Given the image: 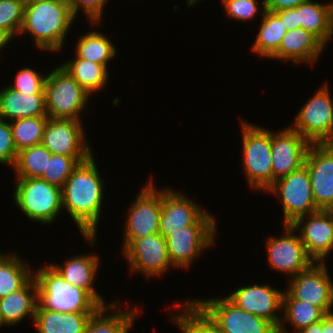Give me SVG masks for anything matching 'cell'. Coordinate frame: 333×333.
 Returning <instances> with one entry per match:
<instances>
[{"label": "cell", "mask_w": 333, "mask_h": 333, "mask_svg": "<svg viewBox=\"0 0 333 333\" xmlns=\"http://www.w3.org/2000/svg\"><path fill=\"white\" fill-rule=\"evenodd\" d=\"M93 155L73 170L61 188L62 208L89 244H95L103 205L104 179L101 178Z\"/></svg>", "instance_id": "obj_1"}, {"label": "cell", "mask_w": 333, "mask_h": 333, "mask_svg": "<svg viewBox=\"0 0 333 333\" xmlns=\"http://www.w3.org/2000/svg\"><path fill=\"white\" fill-rule=\"evenodd\" d=\"M76 18L67 0H30L25 2L19 35L31 34L41 51L60 52Z\"/></svg>", "instance_id": "obj_2"}, {"label": "cell", "mask_w": 333, "mask_h": 333, "mask_svg": "<svg viewBox=\"0 0 333 333\" xmlns=\"http://www.w3.org/2000/svg\"><path fill=\"white\" fill-rule=\"evenodd\" d=\"M33 277L38 304L45 310L64 313H95L101 306L83 289L68 283L52 265L38 268Z\"/></svg>", "instance_id": "obj_3"}, {"label": "cell", "mask_w": 333, "mask_h": 333, "mask_svg": "<svg viewBox=\"0 0 333 333\" xmlns=\"http://www.w3.org/2000/svg\"><path fill=\"white\" fill-rule=\"evenodd\" d=\"M242 166L248 185L265 192L273 185L271 130L241 121Z\"/></svg>", "instance_id": "obj_4"}, {"label": "cell", "mask_w": 333, "mask_h": 333, "mask_svg": "<svg viewBox=\"0 0 333 333\" xmlns=\"http://www.w3.org/2000/svg\"><path fill=\"white\" fill-rule=\"evenodd\" d=\"M14 202L21 213L42 224L54 222L62 208L61 188L41 178H16Z\"/></svg>", "instance_id": "obj_5"}, {"label": "cell", "mask_w": 333, "mask_h": 333, "mask_svg": "<svg viewBox=\"0 0 333 333\" xmlns=\"http://www.w3.org/2000/svg\"><path fill=\"white\" fill-rule=\"evenodd\" d=\"M44 91L49 118L81 120L90 95L61 65L46 75Z\"/></svg>", "instance_id": "obj_6"}, {"label": "cell", "mask_w": 333, "mask_h": 333, "mask_svg": "<svg viewBox=\"0 0 333 333\" xmlns=\"http://www.w3.org/2000/svg\"><path fill=\"white\" fill-rule=\"evenodd\" d=\"M216 219L208 211L194 224L169 233L165 239L173 267L188 268L200 253L215 243Z\"/></svg>", "instance_id": "obj_7"}, {"label": "cell", "mask_w": 333, "mask_h": 333, "mask_svg": "<svg viewBox=\"0 0 333 333\" xmlns=\"http://www.w3.org/2000/svg\"><path fill=\"white\" fill-rule=\"evenodd\" d=\"M191 302L224 333H277L271 322L237 307L226 296Z\"/></svg>", "instance_id": "obj_8"}, {"label": "cell", "mask_w": 333, "mask_h": 333, "mask_svg": "<svg viewBox=\"0 0 333 333\" xmlns=\"http://www.w3.org/2000/svg\"><path fill=\"white\" fill-rule=\"evenodd\" d=\"M333 98L322 85L302 106L291 128L311 144L333 143Z\"/></svg>", "instance_id": "obj_9"}, {"label": "cell", "mask_w": 333, "mask_h": 333, "mask_svg": "<svg viewBox=\"0 0 333 333\" xmlns=\"http://www.w3.org/2000/svg\"><path fill=\"white\" fill-rule=\"evenodd\" d=\"M266 192L276 194L282 200L284 225H291L296 219L318 211L305 165L276 180Z\"/></svg>", "instance_id": "obj_10"}, {"label": "cell", "mask_w": 333, "mask_h": 333, "mask_svg": "<svg viewBox=\"0 0 333 333\" xmlns=\"http://www.w3.org/2000/svg\"><path fill=\"white\" fill-rule=\"evenodd\" d=\"M152 179L130 205L125 223L124 249L132 240L159 233L161 216V189L154 187Z\"/></svg>", "instance_id": "obj_11"}, {"label": "cell", "mask_w": 333, "mask_h": 333, "mask_svg": "<svg viewBox=\"0 0 333 333\" xmlns=\"http://www.w3.org/2000/svg\"><path fill=\"white\" fill-rule=\"evenodd\" d=\"M313 262L306 270L289 278L287 293L294 299L320 307L326 314L332 313L333 283L325 262Z\"/></svg>", "instance_id": "obj_12"}, {"label": "cell", "mask_w": 333, "mask_h": 333, "mask_svg": "<svg viewBox=\"0 0 333 333\" xmlns=\"http://www.w3.org/2000/svg\"><path fill=\"white\" fill-rule=\"evenodd\" d=\"M122 252L131 272L147 277H160L172 266L166 239L159 233L132 240Z\"/></svg>", "instance_id": "obj_13"}, {"label": "cell", "mask_w": 333, "mask_h": 333, "mask_svg": "<svg viewBox=\"0 0 333 333\" xmlns=\"http://www.w3.org/2000/svg\"><path fill=\"white\" fill-rule=\"evenodd\" d=\"M284 236L267 240V257L271 269L293 278L306 270L314 261L307 255L304 244L291 225H284ZM290 274V275H289Z\"/></svg>", "instance_id": "obj_14"}, {"label": "cell", "mask_w": 333, "mask_h": 333, "mask_svg": "<svg viewBox=\"0 0 333 333\" xmlns=\"http://www.w3.org/2000/svg\"><path fill=\"white\" fill-rule=\"evenodd\" d=\"M318 210L333 209V143L311 144L305 158Z\"/></svg>", "instance_id": "obj_15"}, {"label": "cell", "mask_w": 333, "mask_h": 333, "mask_svg": "<svg viewBox=\"0 0 333 333\" xmlns=\"http://www.w3.org/2000/svg\"><path fill=\"white\" fill-rule=\"evenodd\" d=\"M291 226L300 231L307 255L316 263L325 262L333 249V211L318 210L296 219Z\"/></svg>", "instance_id": "obj_16"}, {"label": "cell", "mask_w": 333, "mask_h": 333, "mask_svg": "<svg viewBox=\"0 0 333 333\" xmlns=\"http://www.w3.org/2000/svg\"><path fill=\"white\" fill-rule=\"evenodd\" d=\"M81 120L49 118L41 144L52 154L92 156Z\"/></svg>", "instance_id": "obj_17"}, {"label": "cell", "mask_w": 333, "mask_h": 333, "mask_svg": "<svg viewBox=\"0 0 333 333\" xmlns=\"http://www.w3.org/2000/svg\"><path fill=\"white\" fill-rule=\"evenodd\" d=\"M311 143L290 126L275 133L271 132V159L273 183L305 163Z\"/></svg>", "instance_id": "obj_18"}, {"label": "cell", "mask_w": 333, "mask_h": 333, "mask_svg": "<svg viewBox=\"0 0 333 333\" xmlns=\"http://www.w3.org/2000/svg\"><path fill=\"white\" fill-rule=\"evenodd\" d=\"M283 293L267 284H253L239 287L227 298L237 307L268 320L278 329L282 317L277 311L282 310Z\"/></svg>", "instance_id": "obj_19"}, {"label": "cell", "mask_w": 333, "mask_h": 333, "mask_svg": "<svg viewBox=\"0 0 333 333\" xmlns=\"http://www.w3.org/2000/svg\"><path fill=\"white\" fill-rule=\"evenodd\" d=\"M206 212L181 192L162 189L159 234L165 238L171 232L194 225Z\"/></svg>", "instance_id": "obj_20"}, {"label": "cell", "mask_w": 333, "mask_h": 333, "mask_svg": "<svg viewBox=\"0 0 333 333\" xmlns=\"http://www.w3.org/2000/svg\"><path fill=\"white\" fill-rule=\"evenodd\" d=\"M324 49L325 45L316 36L300 27L285 33L278 50L269 59L312 65Z\"/></svg>", "instance_id": "obj_21"}, {"label": "cell", "mask_w": 333, "mask_h": 333, "mask_svg": "<svg viewBox=\"0 0 333 333\" xmlns=\"http://www.w3.org/2000/svg\"><path fill=\"white\" fill-rule=\"evenodd\" d=\"M51 265L68 283L85 290L101 307L109 305L93 285L97 270H99L98 265H100L99 257L96 254L76 255L65 261L63 266L54 265V263Z\"/></svg>", "instance_id": "obj_22"}, {"label": "cell", "mask_w": 333, "mask_h": 333, "mask_svg": "<svg viewBox=\"0 0 333 333\" xmlns=\"http://www.w3.org/2000/svg\"><path fill=\"white\" fill-rule=\"evenodd\" d=\"M47 116L45 93H23L9 85L0 91V119Z\"/></svg>", "instance_id": "obj_23"}, {"label": "cell", "mask_w": 333, "mask_h": 333, "mask_svg": "<svg viewBox=\"0 0 333 333\" xmlns=\"http://www.w3.org/2000/svg\"><path fill=\"white\" fill-rule=\"evenodd\" d=\"M38 305V289L32 277L21 289L8 296L0 298V310L5 326H14L26 319L32 318Z\"/></svg>", "instance_id": "obj_24"}, {"label": "cell", "mask_w": 333, "mask_h": 333, "mask_svg": "<svg viewBox=\"0 0 333 333\" xmlns=\"http://www.w3.org/2000/svg\"><path fill=\"white\" fill-rule=\"evenodd\" d=\"M300 27L316 36L325 46L333 36V2L306 0L297 6Z\"/></svg>", "instance_id": "obj_25"}, {"label": "cell", "mask_w": 333, "mask_h": 333, "mask_svg": "<svg viewBox=\"0 0 333 333\" xmlns=\"http://www.w3.org/2000/svg\"><path fill=\"white\" fill-rule=\"evenodd\" d=\"M94 313H62L43 309L37 305L34 323L39 333H84Z\"/></svg>", "instance_id": "obj_26"}, {"label": "cell", "mask_w": 333, "mask_h": 333, "mask_svg": "<svg viewBox=\"0 0 333 333\" xmlns=\"http://www.w3.org/2000/svg\"><path fill=\"white\" fill-rule=\"evenodd\" d=\"M119 302L100 307L88 320L84 333H128L134 325L138 310L118 311ZM114 308V309H113ZM114 313L108 315V310Z\"/></svg>", "instance_id": "obj_27"}, {"label": "cell", "mask_w": 333, "mask_h": 333, "mask_svg": "<svg viewBox=\"0 0 333 333\" xmlns=\"http://www.w3.org/2000/svg\"><path fill=\"white\" fill-rule=\"evenodd\" d=\"M262 21L252 51L261 57L270 58L279 48L287 30L281 19L265 9V0L261 3Z\"/></svg>", "instance_id": "obj_28"}, {"label": "cell", "mask_w": 333, "mask_h": 333, "mask_svg": "<svg viewBox=\"0 0 333 333\" xmlns=\"http://www.w3.org/2000/svg\"><path fill=\"white\" fill-rule=\"evenodd\" d=\"M283 317L277 329V333H287L284 328L285 322L291 323L294 332L298 333L302 329L317 323L323 319L326 313L317 306L304 301L294 300L287 292L284 291L282 298Z\"/></svg>", "instance_id": "obj_29"}, {"label": "cell", "mask_w": 333, "mask_h": 333, "mask_svg": "<svg viewBox=\"0 0 333 333\" xmlns=\"http://www.w3.org/2000/svg\"><path fill=\"white\" fill-rule=\"evenodd\" d=\"M75 58L61 64L63 68L73 77V79L91 96L97 91H101L107 84L108 69L92 61L81 59L77 55Z\"/></svg>", "instance_id": "obj_30"}, {"label": "cell", "mask_w": 333, "mask_h": 333, "mask_svg": "<svg viewBox=\"0 0 333 333\" xmlns=\"http://www.w3.org/2000/svg\"><path fill=\"white\" fill-rule=\"evenodd\" d=\"M28 265L17 254L0 253V298L21 289L33 277Z\"/></svg>", "instance_id": "obj_31"}, {"label": "cell", "mask_w": 333, "mask_h": 333, "mask_svg": "<svg viewBox=\"0 0 333 333\" xmlns=\"http://www.w3.org/2000/svg\"><path fill=\"white\" fill-rule=\"evenodd\" d=\"M101 32L91 31L79 38L75 44V54L81 58L102 64L106 68L108 62L115 57L116 48L109 38Z\"/></svg>", "instance_id": "obj_32"}, {"label": "cell", "mask_w": 333, "mask_h": 333, "mask_svg": "<svg viewBox=\"0 0 333 333\" xmlns=\"http://www.w3.org/2000/svg\"><path fill=\"white\" fill-rule=\"evenodd\" d=\"M51 155L42 144L19 151L12 167L15 169L16 178H40Z\"/></svg>", "instance_id": "obj_33"}, {"label": "cell", "mask_w": 333, "mask_h": 333, "mask_svg": "<svg viewBox=\"0 0 333 333\" xmlns=\"http://www.w3.org/2000/svg\"><path fill=\"white\" fill-rule=\"evenodd\" d=\"M48 119V116H40L10 121L17 153L28 147L41 144Z\"/></svg>", "instance_id": "obj_34"}, {"label": "cell", "mask_w": 333, "mask_h": 333, "mask_svg": "<svg viewBox=\"0 0 333 333\" xmlns=\"http://www.w3.org/2000/svg\"><path fill=\"white\" fill-rule=\"evenodd\" d=\"M175 306L181 309L184 307L183 313L171 316V320L178 325L182 333H224L191 300L186 301L183 306L180 303Z\"/></svg>", "instance_id": "obj_35"}, {"label": "cell", "mask_w": 333, "mask_h": 333, "mask_svg": "<svg viewBox=\"0 0 333 333\" xmlns=\"http://www.w3.org/2000/svg\"><path fill=\"white\" fill-rule=\"evenodd\" d=\"M90 157L91 156L52 154L40 178L62 188L67 178L72 174L79 163L86 161Z\"/></svg>", "instance_id": "obj_36"}, {"label": "cell", "mask_w": 333, "mask_h": 333, "mask_svg": "<svg viewBox=\"0 0 333 333\" xmlns=\"http://www.w3.org/2000/svg\"><path fill=\"white\" fill-rule=\"evenodd\" d=\"M24 8L22 0H0V31L11 39L20 33Z\"/></svg>", "instance_id": "obj_37"}, {"label": "cell", "mask_w": 333, "mask_h": 333, "mask_svg": "<svg viewBox=\"0 0 333 333\" xmlns=\"http://www.w3.org/2000/svg\"><path fill=\"white\" fill-rule=\"evenodd\" d=\"M15 77L14 84L9 85L11 88L23 93H45L46 76H41L34 69L22 68Z\"/></svg>", "instance_id": "obj_38"}, {"label": "cell", "mask_w": 333, "mask_h": 333, "mask_svg": "<svg viewBox=\"0 0 333 333\" xmlns=\"http://www.w3.org/2000/svg\"><path fill=\"white\" fill-rule=\"evenodd\" d=\"M222 3L228 17L242 22L254 19L260 8L257 0H222Z\"/></svg>", "instance_id": "obj_39"}, {"label": "cell", "mask_w": 333, "mask_h": 333, "mask_svg": "<svg viewBox=\"0 0 333 333\" xmlns=\"http://www.w3.org/2000/svg\"><path fill=\"white\" fill-rule=\"evenodd\" d=\"M16 157L10 122L0 119V164L13 167Z\"/></svg>", "instance_id": "obj_40"}, {"label": "cell", "mask_w": 333, "mask_h": 333, "mask_svg": "<svg viewBox=\"0 0 333 333\" xmlns=\"http://www.w3.org/2000/svg\"><path fill=\"white\" fill-rule=\"evenodd\" d=\"M72 9L73 15L76 17L79 10H83L89 22L93 25H99L102 20L104 6L107 0H67Z\"/></svg>", "instance_id": "obj_41"}, {"label": "cell", "mask_w": 333, "mask_h": 333, "mask_svg": "<svg viewBox=\"0 0 333 333\" xmlns=\"http://www.w3.org/2000/svg\"><path fill=\"white\" fill-rule=\"evenodd\" d=\"M274 13L281 19L287 31L300 28L297 19V7L276 11Z\"/></svg>", "instance_id": "obj_42"}, {"label": "cell", "mask_w": 333, "mask_h": 333, "mask_svg": "<svg viewBox=\"0 0 333 333\" xmlns=\"http://www.w3.org/2000/svg\"><path fill=\"white\" fill-rule=\"evenodd\" d=\"M306 0H265V9L276 12L289 8H296L299 4Z\"/></svg>", "instance_id": "obj_43"}, {"label": "cell", "mask_w": 333, "mask_h": 333, "mask_svg": "<svg viewBox=\"0 0 333 333\" xmlns=\"http://www.w3.org/2000/svg\"><path fill=\"white\" fill-rule=\"evenodd\" d=\"M322 333H333V312L328 313L323 317Z\"/></svg>", "instance_id": "obj_44"}, {"label": "cell", "mask_w": 333, "mask_h": 333, "mask_svg": "<svg viewBox=\"0 0 333 333\" xmlns=\"http://www.w3.org/2000/svg\"><path fill=\"white\" fill-rule=\"evenodd\" d=\"M298 333H322V320L311 324L310 326L302 329Z\"/></svg>", "instance_id": "obj_45"}, {"label": "cell", "mask_w": 333, "mask_h": 333, "mask_svg": "<svg viewBox=\"0 0 333 333\" xmlns=\"http://www.w3.org/2000/svg\"><path fill=\"white\" fill-rule=\"evenodd\" d=\"M10 40L12 39L8 35L0 31V50L4 47L6 48V45L10 42Z\"/></svg>", "instance_id": "obj_46"}, {"label": "cell", "mask_w": 333, "mask_h": 333, "mask_svg": "<svg viewBox=\"0 0 333 333\" xmlns=\"http://www.w3.org/2000/svg\"><path fill=\"white\" fill-rule=\"evenodd\" d=\"M202 1V0H186L187 6H192L195 5L197 2Z\"/></svg>", "instance_id": "obj_47"}, {"label": "cell", "mask_w": 333, "mask_h": 333, "mask_svg": "<svg viewBox=\"0 0 333 333\" xmlns=\"http://www.w3.org/2000/svg\"><path fill=\"white\" fill-rule=\"evenodd\" d=\"M0 326H1V327H2V326H5L4 321H3V316H2L1 310H0ZM1 327H0V328H1Z\"/></svg>", "instance_id": "obj_48"}]
</instances>
